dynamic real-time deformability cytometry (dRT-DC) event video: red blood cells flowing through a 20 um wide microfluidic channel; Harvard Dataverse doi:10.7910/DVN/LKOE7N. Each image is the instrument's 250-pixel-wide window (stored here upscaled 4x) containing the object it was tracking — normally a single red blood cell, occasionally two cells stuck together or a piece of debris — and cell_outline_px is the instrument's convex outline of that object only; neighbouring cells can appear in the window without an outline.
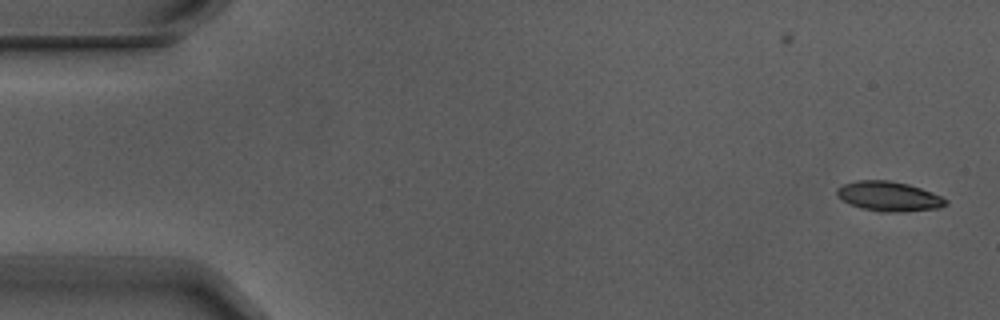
{"species": "Egyptian fruit bat (a non-hibernating species)", "species_latin": "Rousettus aegyptiacus", "temperature_condition": "warm", "stored_images_in_passage": 6, "camera_frame_rate_fps": 3000, "um_per_image_px": 0.085, "animal": {"sex": "male"}, "frame": {"image": 1, "passage_image": 1, "time_ms": 0.0, "image_size_px": [1000, 320], "cell_outline_px": [[948, 204], [940, 208], [900, 212], [880, 212], [864, 208], [852, 204], [844, 200], [836, 192], [836, 188], [844, 184], [856, 180], [888, 180], [908, 184], [932, 192], [948, 200]], "centroid_in_image_um": [75.59, 16.68], "position_along_channel_um": 9.4, "area_um2": 18.67}}
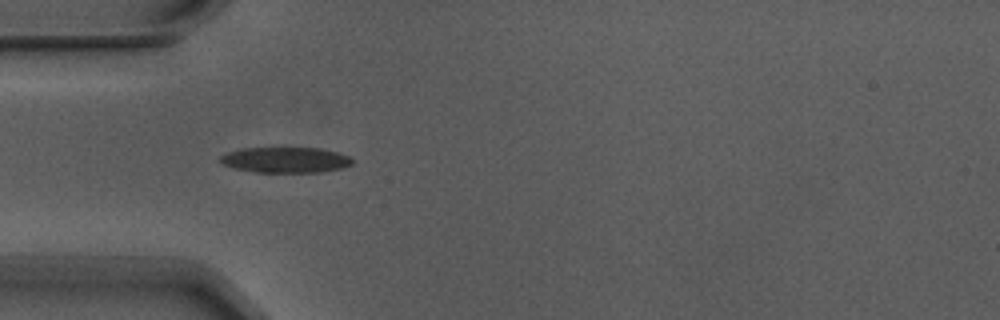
{"frame": {"image": 2, "passage_image": 5, "time_ms": 1.333, "image_size_px": [1000, 320], "cell_outline_px": [[352, 164], [344, 168], [320, 172], [256, 172], [232, 168], [224, 164], [220, 160], [220, 156], [228, 152], [240, 148], [320, 148], [336, 152], [348, 156], [352, 160]], "centroid_in_image_um": [24.26, 13.59], "position_along_channel_um": 60.7, "area_um2": 19.65}}